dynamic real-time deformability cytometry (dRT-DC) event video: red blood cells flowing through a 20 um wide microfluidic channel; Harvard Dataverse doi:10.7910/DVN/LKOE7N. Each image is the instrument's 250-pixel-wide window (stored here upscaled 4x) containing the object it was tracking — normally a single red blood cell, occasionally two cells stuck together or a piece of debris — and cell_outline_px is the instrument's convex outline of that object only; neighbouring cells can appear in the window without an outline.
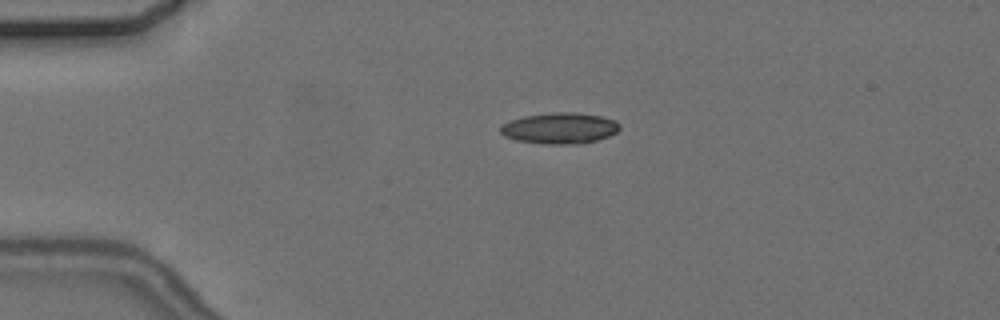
{"species": "common noctule bat (a hibernating species)", "species_latin": "Nyctalus noctula", "temperature_condition": "cold", "stored_images_in_passage": 5, "camera_frame_rate_fps": 3000, "um_per_image_px": 0.085, "animal": {"sex": "female", "body_mass_g": 24.6, "forearm_length_mm": 56.2}, "frame": {"image": 1, "passage_image": 4, "time_ms": 3.667, "image_size_px": [1000, 320], "cell_outline_px": [[620, 128], [616, 132], [608, 136], [596, 140], [580, 144], [540, 144], [516, 140], [504, 136], [500, 132], [500, 124], [508, 120], [524, 116], [556, 112], [576, 112], [600, 116], [616, 120], [620, 124]], "centroid_in_image_um": [47.55, 10.9], "position_along_channel_um": 37.5, "area_um2": 21.79}}